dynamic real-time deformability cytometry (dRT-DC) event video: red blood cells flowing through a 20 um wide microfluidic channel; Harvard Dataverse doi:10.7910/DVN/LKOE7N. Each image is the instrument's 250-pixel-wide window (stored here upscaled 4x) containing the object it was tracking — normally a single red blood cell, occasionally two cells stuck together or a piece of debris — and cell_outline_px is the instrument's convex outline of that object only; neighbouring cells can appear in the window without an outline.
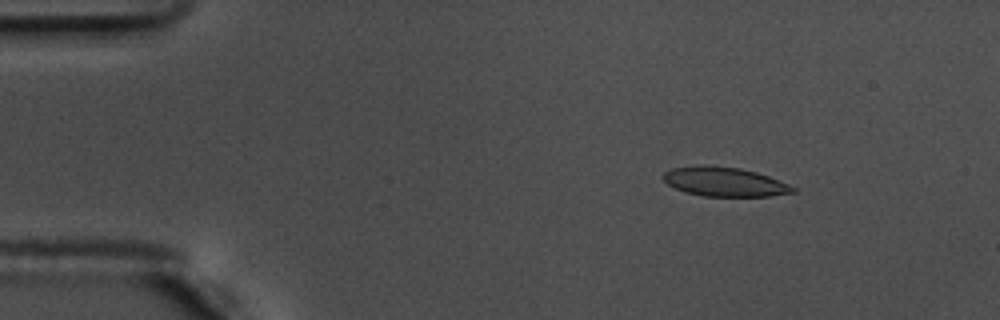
{"species": "common noctule bat (a hibernating species)", "species_latin": "Nyctalus noctula", "temperature_condition": "warm", "stored_images_in_passage": 49, "camera_frame_rate_fps": 3000, "um_per_image_px": 0.085, "animal": {"sex": "male", "body_mass_g": 17.5, "forearm_length_mm": 52.3}, "frame": {"image": 1, "passage_image": 1, "time_ms": 0.0, "image_size_px": [1000, 320], "cell_outline_px": [[796, 192], [772, 196], [704, 196], [684, 192], [668, 184], [664, 180], [664, 172], [672, 168], [700, 164], [704, 164], [740, 168], [756, 172], [768, 176], [788, 184], [796, 188]], "centroid_in_image_um": [61.58, 15.44], "position_along_channel_um": 23.4, "area_um2": 22.14}}
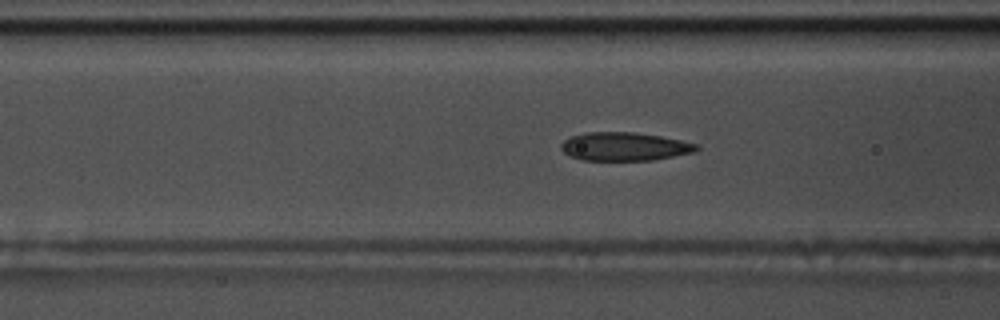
{"frame": {"image": 2, "passage_image": 15, "time_ms": 4.667, "image_size_px": [1000, 320], "cell_outline_px": [[700, 148], [696, 152], [652, 160], [584, 160], [568, 156], [560, 148], [560, 144], [564, 140], [572, 136], [588, 132], [632, 132], [660, 136], [700, 144]], "centroid_in_image_um": [53.1, 12.46], "position_along_channel_um": 113.5, "area_um2": 22.48}}
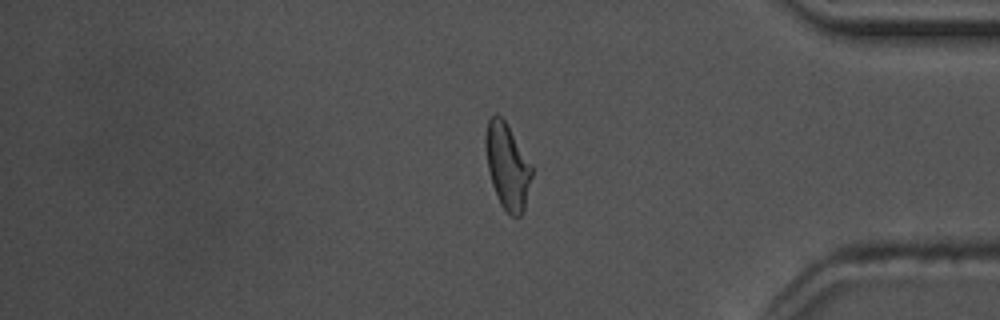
{"frame": {"image": 3, "passage_image": 40, "time_ms": 13.0, "image_size_px": [1000, 320], "cell_outline_px": [[532, 176], [524, 212], [520, 216], [512, 216], [500, 204], [496, 196], [492, 184], [488, 168], [484, 144], [484, 136], [488, 120], [496, 112], [504, 120], [532, 164]], "centroid_in_image_um": [43.12, 14.13], "position_along_channel_um": 392.1, "area_um2": 23.12}, "authors_computed_cell_mechanics": {"area_um2": 22.9466, "velocity_mm_per_s": 3.6243, "shape_relaxation_time_tau1_ms": 5.6378, "shape_relaxation_time_tau2_ms": 1.422, "deformation_change_tau1": 0.167, "deformation_change_tau2": 0.0753}}